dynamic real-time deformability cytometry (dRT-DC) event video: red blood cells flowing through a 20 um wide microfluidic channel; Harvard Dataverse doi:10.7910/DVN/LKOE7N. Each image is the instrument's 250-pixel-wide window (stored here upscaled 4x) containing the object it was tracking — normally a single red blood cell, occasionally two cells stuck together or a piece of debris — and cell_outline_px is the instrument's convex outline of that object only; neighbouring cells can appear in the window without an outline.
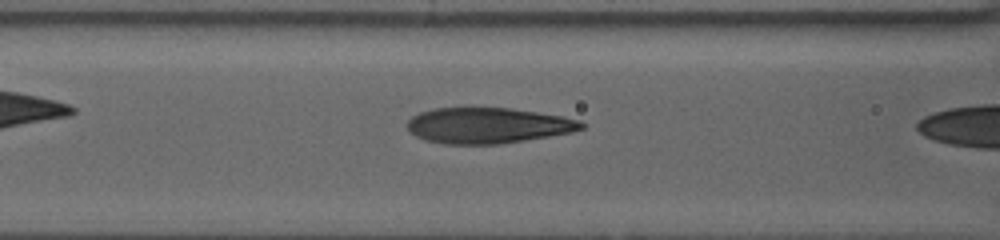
{"species": "human", "species_latin": "Homo sapiens", "temperature_condition": "warm", "stored_images_in_passage": 5, "camera_frame_rate_fps": 3000, "um_per_image_px": 0.085, "donor": {"sex": "female"}, "frame": {"image": 1, "passage_image": 3, "time_ms": 0.667, "image_size_px": [1000, 240], "cell_outline_px": [[584, 128], [572, 132], [524, 140], [496, 144], [444, 144], [424, 140], [416, 136], [408, 128], [408, 120], [412, 116], [420, 112], [436, 108], [512, 108], [560, 116], [580, 120], [584, 124]], "centroid_in_image_um": [41.45, 10.67], "position_along_channel_um": 125.1, "area_um2": 35.95}}